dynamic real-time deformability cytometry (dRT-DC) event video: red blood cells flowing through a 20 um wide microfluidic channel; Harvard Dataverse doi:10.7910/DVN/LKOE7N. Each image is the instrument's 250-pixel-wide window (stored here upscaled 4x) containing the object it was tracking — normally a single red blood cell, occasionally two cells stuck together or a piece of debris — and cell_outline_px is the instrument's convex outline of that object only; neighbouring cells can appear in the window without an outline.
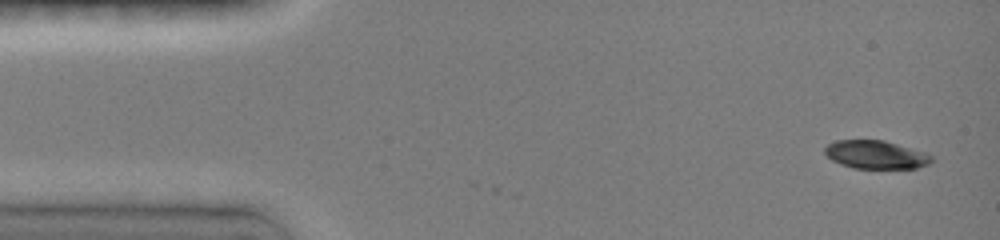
{"species": "common noctule bat (a hibernating species)", "species_latin": "Nyctalus noctula", "temperature_condition": "room temperature", "stored_images_in_passage": 2, "camera_frame_rate_fps": 3000, "um_per_image_px": 0.085, "animal": {"sex": "female", "body_mass_g": 19.0, "forearm_length_mm": 51.5}, "frame": {"image": 1, "passage_image": 2, "time_ms": 0.667, "image_size_px": [1000, 240], "cell_outline_px": [[932, 160], [928, 164], [916, 168], [852, 168], [840, 164], [832, 160], [824, 152], [824, 148], [828, 144], [836, 140], [884, 140], [924, 152], [932, 156]], "centroid_in_image_um": [74.41, 13.14], "position_along_channel_um": 10.6, "area_um2": 17.46}}